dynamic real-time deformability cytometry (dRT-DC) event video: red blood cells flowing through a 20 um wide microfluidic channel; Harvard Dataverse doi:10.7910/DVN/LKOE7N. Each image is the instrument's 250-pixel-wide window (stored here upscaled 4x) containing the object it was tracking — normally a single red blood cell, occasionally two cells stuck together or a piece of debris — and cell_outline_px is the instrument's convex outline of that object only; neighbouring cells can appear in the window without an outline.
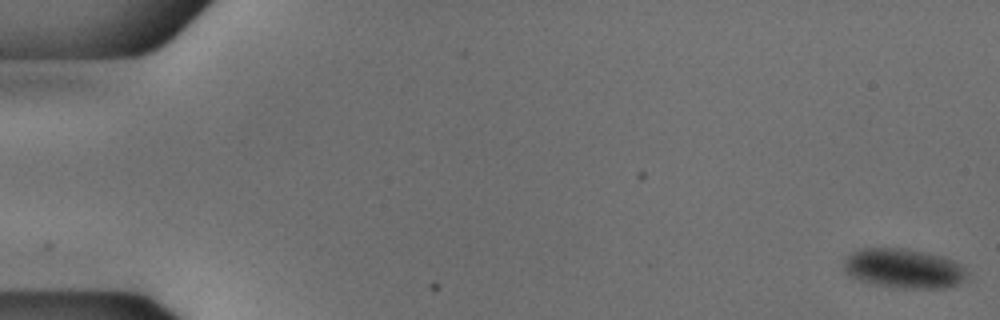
{"species": "common noctule bat (a hibernating species)", "species_latin": "Nyctalus noctula", "temperature_condition": "cold", "stored_images_in_passage": 55, "camera_frame_rate_fps": 3000, "um_per_image_px": 0.085, "animal": {"sex": "male", "body_mass_g": 18.8}, "frame": {"image": 1, "passage_image": 1, "time_ms": 0.0, "image_size_px": [1000, 320], "cell_outline_px": [[964, 272], [960, 280], [956, 284], [944, 288], [912, 288], [880, 284], [860, 280], [852, 276], [844, 268], [844, 260], [852, 252], [860, 248], [908, 248], [928, 252], [944, 256], [960, 264], [964, 268]], "centroid_in_image_um": [76.79, 22.77], "position_along_channel_um": 8.2, "area_um2": 27.69}}
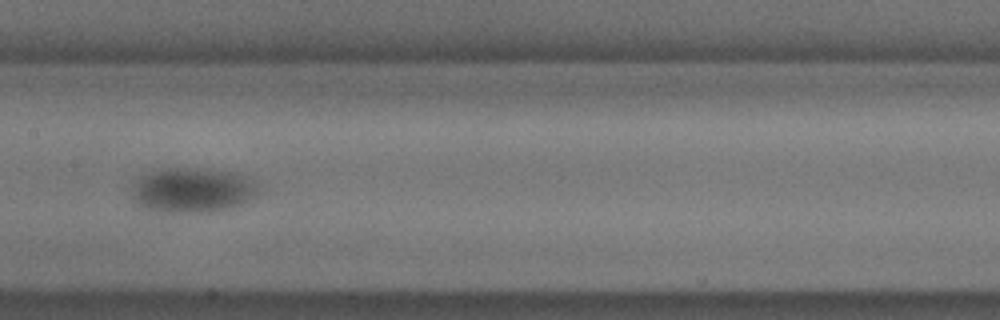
{"frame": {"image": 2, "passage_image": 28, "time_ms": 9.0, "image_size_px": [1000, 320], "cell_outline_px": [[256, 192], [248, 200], [232, 208], [208, 212], [152, 212], [140, 208], [132, 196], [132, 180], [148, 172], [164, 168], [208, 168], [232, 172], [248, 176], [256, 184]], "centroid_in_image_um": [16.27, 16.16], "position_along_channel_um": 191.1, "area_um2": 33.58}}
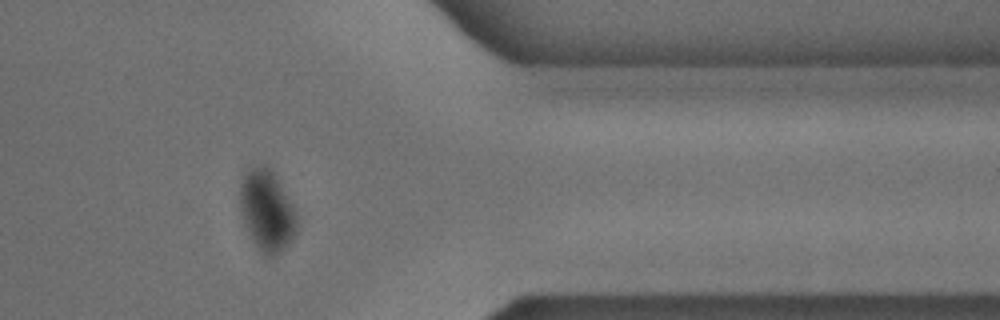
{"frame": {"image": 3, "passage_image": 45, "time_ms": 14.667, "image_size_px": [1000, 320], "cell_outline_px": [[296, 232], [288, 244], [280, 252], [272, 256], [268, 256], [260, 252], [252, 240], [244, 224], [240, 212], [240, 180], [248, 164], [264, 164], [276, 176], [296, 216]], "centroid_in_image_um": [22.61, 17.86], "position_along_channel_um": 388.8, "area_um2": 26.82}}